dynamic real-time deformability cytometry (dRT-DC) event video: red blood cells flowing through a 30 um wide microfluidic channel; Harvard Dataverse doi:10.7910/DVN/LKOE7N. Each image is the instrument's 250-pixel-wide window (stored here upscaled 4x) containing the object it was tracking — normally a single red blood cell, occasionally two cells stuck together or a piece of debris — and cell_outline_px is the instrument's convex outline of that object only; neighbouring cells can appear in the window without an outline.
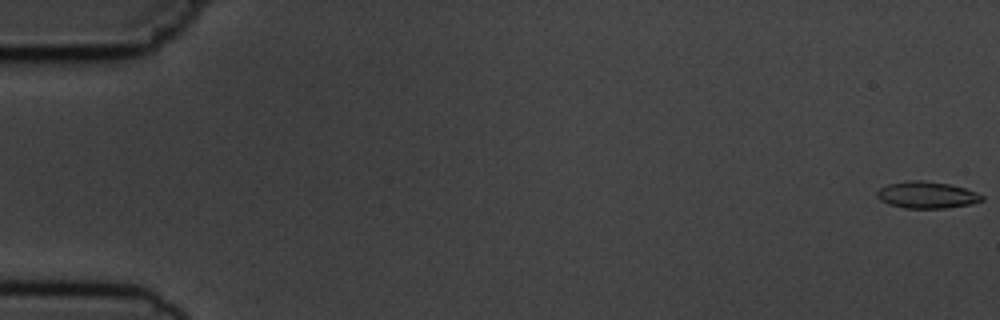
{"species": "common noctule bat (a hibernating species)", "species_latin": "Nyctalus noctula", "temperature_condition": "cold", "stored_images_in_passage": 5, "segment_of_instrument_passage": [2, 2], "camera_frame_rate_fps": 3000, "um_per_image_px": 0.085, "animal": {"sex": "male", "body_mass_g": 19.5, "forearm_length_mm": 54.6}, "frame": {"image": 1, "passage_image": 5, "time_ms": 5.667, "image_size_px": [1000, 320], "cell_outline_px": [[984, 200], [972, 204], [948, 208], [904, 208], [888, 204], [880, 200], [876, 196], [876, 192], [880, 188], [888, 184], [908, 180], [924, 180], [948, 184], [964, 188], [976, 192], [984, 196]], "centroid_in_image_um": [78.77, 16.57], "position_along_channel_um": 6.2, "area_um2": 16.47}}